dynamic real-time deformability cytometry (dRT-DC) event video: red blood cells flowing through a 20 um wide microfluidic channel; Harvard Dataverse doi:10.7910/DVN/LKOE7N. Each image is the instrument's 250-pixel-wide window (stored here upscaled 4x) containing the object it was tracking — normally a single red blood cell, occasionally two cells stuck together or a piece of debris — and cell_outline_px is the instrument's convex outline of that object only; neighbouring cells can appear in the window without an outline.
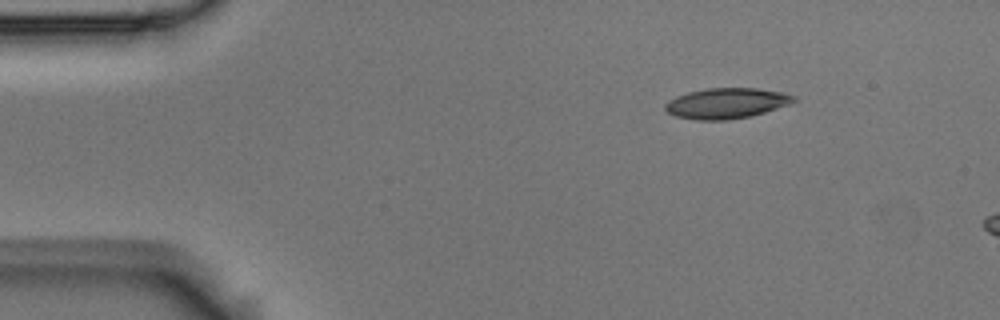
{"species": "Egyptian fruit bat (a non-hibernating species)", "species_latin": "Rousettus aegyptiacus", "temperature_condition": "room temperature", "stored_images_in_passage": 5, "segment_of_instrument_passage": [2, 2], "camera_frame_rate_fps": 3000, "um_per_image_px": 0.085, "animal": {"sex": "male"}, "frame": {"image": 1, "passage_image": 5, "time_ms": 1.333, "image_size_px": [1000, 320], "cell_outline_px": [[800, 100], [752, 116], [728, 120], [696, 120], [676, 116], [664, 112], [664, 104], [668, 100], [676, 96], [688, 92], [708, 88], [756, 88], [784, 92], [796, 96]], "centroid_in_image_um": [61.74, 8.78], "position_along_channel_um": 23.3, "area_um2": 23.12}}